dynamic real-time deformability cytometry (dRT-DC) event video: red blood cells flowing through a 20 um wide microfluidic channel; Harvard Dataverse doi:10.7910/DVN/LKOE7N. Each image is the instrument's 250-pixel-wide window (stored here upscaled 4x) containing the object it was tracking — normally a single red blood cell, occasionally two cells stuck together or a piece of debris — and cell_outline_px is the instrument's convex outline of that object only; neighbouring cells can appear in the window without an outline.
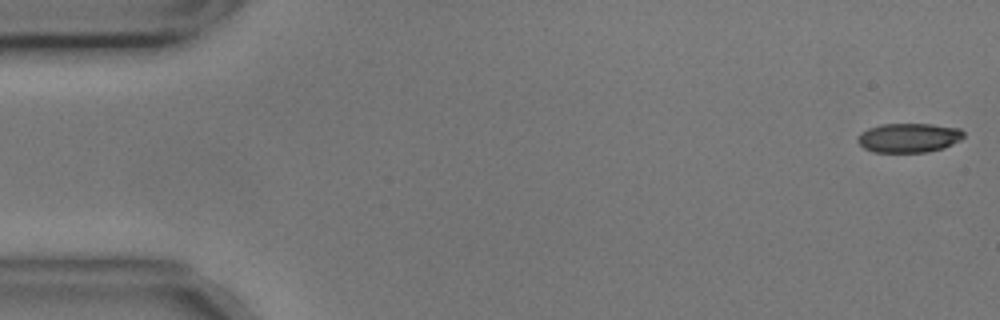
{"species": "common noctule bat (a hibernating species)", "species_latin": "Nyctalus noctula", "temperature_condition": "cold", "stored_images_in_passage": 5, "camera_frame_rate_fps": 3000, "um_per_image_px": 0.085, "animal": {"sex": "male", "body_mass_g": 17.9, "forearm_length_mm": 54.2}, "frame": {"image": 1, "passage_image": 1, "time_ms": 0.0, "image_size_px": [1000, 320], "cell_outline_px": [[964, 136], [960, 140], [944, 148], [928, 152], [872, 152], [864, 148], [856, 140], [856, 136], [860, 132], [868, 128], [880, 124], [932, 124], [960, 128], [964, 132]], "centroid_in_image_um": [77.22, 11.71], "position_along_channel_um": 7.8, "area_um2": 18.32}}